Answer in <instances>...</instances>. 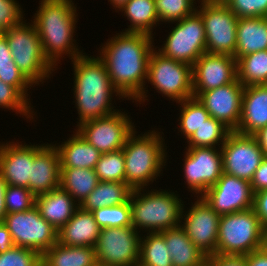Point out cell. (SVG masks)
Returning a JSON list of instances; mask_svg holds the SVG:
<instances>
[{
	"instance_id": "cell-1",
	"label": "cell",
	"mask_w": 267,
	"mask_h": 266,
	"mask_svg": "<svg viewBox=\"0 0 267 266\" xmlns=\"http://www.w3.org/2000/svg\"><path fill=\"white\" fill-rule=\"evenodd\" d=\"M154 36L120 32L98 49L114 88L126 100L141 105L148 100L146 85L148 61L155 48ZM102 47V48H101Z\"/></svg>"
},
{
	"instance_id": "cell-2",
	"label": "cell",
	"mask_w": 267,
	"mask_h": 266,
	"mask_svg": "<svg viewBox=\"0 0 267 266\" xmlns=\"http://www.w3.org/2000/svg\"><path fill=\"white\" fill-rule=\"evenodd\" d=\"M73 64V97L78 113V125L108 116L119 109L112 103L114 95L124 100L114 88L105 63L98 56L86 53L71 61Z\"/></svg>"
},
{
	"instance_id": "cell-3",
	"label": "cell",
	"mask_w": 267,
	"mask_h": 266,
	"mask_svg": "<svg viewBox=\"0 0 267 266\" xmlns=\"http://www.w3.org/2000/svg\"><path fill=\"white\" fill-rule=\"evenodd\" d=\"M74 3L72 0H40L30 20L38 31L45 57L56 69L64 56L72 61L84 54L73 39L78 20Z\"/></svg>"
},
{
	"instance_id": "cell-4",
	"label": "cell",
	"mask_w": 267,
	"mask_h": 266,
	"mask_svg": "<svg viewBox=\"0 0 267 266\" xmlns=\"http://www.w3.org/2000/svg\"><path fill=\"white\" fill-rule=\"evenodd\" d=\"M163 132L148 130L138 134L136 128L122 148L125 158V183L134 189L149 188L160 177L167 162V144Z\"/></svg>"
},
{
	"instance_id": "cell-5",
	"label": "cell",
	"mask_w": 267,
	"mask_h": 266,
	"mask_svg": "<svg viewBox=\"0 0 267 266\" xmlns=\"http://www.w3.org/2000/svg\"><path fill=\"white\" fill-rule=\"evenodd\" d=\"M134 189L130 197L132 227L139 233L161 232L180 225L185 202L177 191ZM146 192V193H145ZM144 229V230H143Z\"/></svg>"
},
{
	"instance_id": "cell-6",
	"label": "cell",
	"mask_w": 267,
	"mask_h": 266,
	"mask_svg": "<svg viewBox=\"0 0 267 266\" xmlns=\"http://www.w3.org/2000/svg\"><path fill=\"white\" fill-rule=\"evenodd\" d=\"M28 23L23 20L2 34L7 39L14 63L34 86H38L51 79L57 69L45 57L35 26Z\"/></svg>"
},
{
	"instance_id": "cell-7",
	"label": "cell",
	"mask_w": 267,
	"mask_h": 266,
	"mask_svg": "<svg viewBox=\"0 0 267 266\" xmlns=\"http://www.w3.org/2000/svg\"><path fill=\"white\" fill-rule=\"evenodd\" d=\"M265 233L253 208L221 215L215 254L245 256L263 247Z\"/></svg>"
},
{
	"instance_id": "cell-8",
	"label": "cell",
	"mask_w": 267,
	"mask_h": 266,
	"mask_svg": "<svg viewBox=\"0 0 267 266\" xmlns=\"http://www.w3.org/2000/svg\"><path fill=\"white\" fill-rule=\"evenodd\" d=\"M192 66L152 50L148 61L146 84L169 100L179 102L194 97ZM154 86V87H153Z\"/></svg>"
},
{
	"instance_id": "cell-9",
	"label": "cell",
	"mask_w": 267,
	"mask_h": 266,
	"mask_svg": "<svg viewBox=\"0 0 267 266\" xmlns=\"http://www.w3.org/2000/svg\"><path fill=\"white\" fill-rule=\"evenodd\" d=\"M158 52L167 58L193 66L206 52V33L201 15L196 11L178 20Z\"/></svg>"
},
{
	"instance_id": "cell-10",
	"label": "cell",
	"mask_w": 267,
	"mask_h": 266,
	"mask_svg": "<svg viewBox=\"0 0 267 266\" xmlns=\"http://www.w3.org/2000/svg\"><path fill=\"white\" fill-rule=\"evenodd\" d=\"M199 1L197 12L204 22L206 52L235 58L237 16L226 4L214 3L210 0Z\"/></svg>"
},
{
	"instance_id": "cell-11",
	"label": "cell",
	"mask_w": 267,
	"mask_h": 266,
	"mask_svg": "<svg viewBox=\"0 0 267 266\" xmlns=\"http://www.w3.org/2000/svg\"><path fill=\"white\" fill-rule=\"evenodd\" d=\"M3 224L13 245L35 250L40 255L57 243L58 231L40 215L36 206L7 214Z\"/></svg>"
},
{
	"instance_id": "cell-12",
	"label": "cell",
	"mask_w": 267,
	"mask_h": 266,
	"mask_svg": "<svg viewBox=\"0 0 267 266\" xmlns=\"http://www.w3.org/2000/svg\"><path fill=\"white\" fill-rule=\"evenodd\" d=\"M121 110L86 121L76 126V131L101 154L120 150L127 137L135 130L132 118Z\"/></svg>"
},
{
	"instance_id": "cell-13",
	"label": "cell",
	"mask_w": 267,
	"mask_h": 266,
	"mask_svg": "<svg viewBox=\"0 0 267 266\" xmlns=\"http://www.w3.org/2000/svg\"><path fill=\"white\" fill-rule=\"evenodd\" d=\"M141 235L133 227L101 228L94 246L96 261L106 266H136Z\"/></svg>"
},
{
	"instance_id": "cell-14",
	"label": "cell",
	"mask_w": 267,
	"mask_h": 266,
	"mask_svg": "<svg viewBox=\"0 0 267 266\" xmlns=\"http://www.w3.org/2000/svg\"><path fill=\"white\" fill-rule=\"evenodd\" d=\"M183 178L186 180L188 191L202 196L213 186L223 173L221 149L216 147L185 148Z\"/></svg>"
},
{
	"instance_id": "cell-15",
	"label": "cell",
	"mask_w": 267,
	"mask_h": 266,
	"mask_svg": "<svg viewBox=\"0 0 267 266\" xmlns=\"http://www.w3.org/2000/svg\"><path fill=\"white\" fill-rule=\"evenodd\" d=\"M223 172L251 181L254 172L266 156L253 135L231 131L220 148Z\"/></svg>"
},
{
	"instance_id": "cell-16",
	"label": "cell",
	"mask_w": 267,
	"mask_h": 266,
	"mask_svg": "<svg viewBox=\"0 0 267 266\" xmlns=\"http://www.w3.org/2000/svg\"><path fill=\"white\" fill-rule=\"evenodd\" d=\"M195 200L187 211L184 210L185 204L183 205L180 226L202 253L206 256L213 255L217 249L220 215L213 211L202 196Z\"/></svg>"
},
{
	"instance_id": "cell-17",
	"label": "cell",
	"mask_w": 267,
	"mask_h": 266,
	"mask_svg": "<svg viewBox=\"0 0 267 266\" xmlns=\"http://www.w3.org/2000/svg\"><path fill=\"white\" fill-rule=\"evenodd\" d=\"M202 197L221 216L252 208L254 193L250 182L223 172Z\"/></svg>"
},
{
	"instance_id": "cell-18",
	"label": "cell",
	"mask_w": 267,
	"mask_h": 266,
	"mask_svg": "<svg viewBox=\"0 0 267 266\" xmlns=\"http://www.w3.org/2000/svg\"><path fill=\"white\" fill-rule=\"evenodd\" d=\"M193 95L216 89L237 79V60L229 55L205 52L192 66Z\"/></svg>"
},
{
	"instance_id": "cell-19",
	"label": "cell",
	"mask_w": 267,
	"mask_h": 266,
	"mask_svg": "<svg viewBox=\"0 0 267 266\" xmlns=\"http://www.w3.org/2000/svg\"><path fill=\"white\" fill-rule=\"evenodd\" d=\"M17 141L0 142V174L8 185L29 189L34 156L46 143L29 145Z\"/></svg>"
},
{
	"instance_id": "cell-20",
	"label": "cell",
	"mask_w": 267,
	"mask_h": 266,
	"mask_svg": "<svg viewBox=\"0 0 267 266\" xmlns=\"http://www.w3.org/2000/svg\"><path fill=\"white\" fill-rule=\"evenodd\" d=\"M243 89L244 86L236 79L232 83L202 92L197 99L205 106L210 117L235 131L240 122Z\"/></svg>"
},
{
	"instance_id": "cell-21",
	"label": "cell",
	"mask_w": 267,
	"mask_h": 266,
	"mask_svg": "<svg viewBox=\"0 0 267 266\" xmlns=\"http://www.w3.org/2000/svg\"><path fill=\"white\" fill-rule=\"evenodd\" d=\"M61 167L54 143L45 144L34 156L29 190L39 196L60 187Z\"/></svg>"
},
{
	"instance_id": "cell-22",
	"label": "cell",
	"mask_w": 267,
	"mask_h": 266,
	"mask_svg": "<svg viewBox=\"0 0 267 266\" xmlns=\"http://www.w3.org/2000/svg\"><path fill=\"white\" fill-rule=\"evenodd\" d=\"M267 126V84L245 86L243 89L240 122L235 130L253 135Z\"/></svg>"
},
{
	"instance_id": "cell-23",
	"label": "cell",
	"mask_w": 267,
	"mask_h": 266,
	"mask_svg": "<svg viewBox=\"0 0 267 266\" xmlns=\"http://www.w3.org/2000/svg\"><path fill=\"white\" fill-rule=\"evenodd\" d=\"M100 229L93 213L79 207L72 218L58 230L57 242L67 246L94 247Z\"/></svg>"
},
{
	"instance_id": "cell-24",
	"label": "cell",
	"mask_w": 267,
	"mask_h": 266,
	"mask_svg": "<svg viewBox=\"0 0 267 266\" xmlns=\"http://www.w3.org/2000/svg\"><path fill=\"white\" fill-rule=\"evenodd\" d=\"M35 206L40 215L57 231L72 218L79 208V204L61 187L36 196Z\"/></svg>"
},
{
	"instance_id": "cell-25",
	"label": "cell",
	"mask_w": 267,
	"mask_h": 266,
	"mask_svg": "<svg viewBox=\"0 0 267 266\" xmlns=\"http://www.w3.org/2000/svg\"><path fill=\"white\" fill-rule=\"evenodd\" d=\"M72 136L61 143H55L61 168L95 169L102 155L74 129Z\"/></svg>"
},
{
	"instance_id": "cell-26",
	"label": "cell",
	"mask_w": 267,
	"mask_h": 266,
	"mask_svg": "<svg viewBox=\"0 0 267 266\" xmlns=\"http://www.w3.org/2000/svg\"><path fill=\"white\" fill-rule=\"evenodd\" d=\"M168 247L173 266H204L206 255L194 245L179 225L160 232Z\"/></svg>"
},
{
	"instance_id": "cell-27",
	"label": "cell",
	"mask_w": 267,
	"mask_h": 266,
	"mask_svg": "<svg viewBox=\"0 0 267 266\" xmlns=\"http://www.w3.org/2000/svg\"><path fill=\"white\" fill-rule=\"evenodd\" d=\"M267 50V17L238 18L235 59Z\"/></svg>"
},
{
	"instance_id": "cell-28",
	"label": "cell",
	"mask_w": 267,
	"mask_h": 266,
	"mask_svg": "<svg viewBox=\"0 0 267 266\" xmlns=\"http://www.w3.org/2000/svg\"><path fill=\"white\" fill-rule=\"evenodd\" d=\"M130 22L122 32L144 33L154 36L153 28L159 25L155 0H129L117 12Z\"/></svg>"
},
{
	"instance_id": "cell-29",
	"label": "cell",
	"mask_w": 267,
	"mask_h": 266,
	"mask_svg": "<svg viewBox=\"0 0 267 266\" xmlns=\"http://www.w3.org/2000/svg\"><path fill=\"white\" fill-rule=\"evenodd\" d=\"M133 189L125 182L99 181L95 189L79 204L86 211L129 202Z\"/></svg>"
},
{
	"instance_id": "cell-30",
	"label": "cell",
	"mask_w": 267,
	"mask_h": 266,
	"mask_svg": "<svg viewBox=\"0 0 267 266\" xmlns=\"http://www.w3.org/2000/svg\"><path fill=\"white\" fill-rule=\"evenodd\" d=\"M96 261L94 247L56 243L41 255L42 266H90Z\"/></svg>"
},
{
	"instance_id": "cell-31",
	"label": "cell",
	"mask_w": 267,
	"mask_h": 266,
	"mask_svg": "<svg viewBox=\"0 0 267 266\" xmlns=\"http://www.w3.org/2000/svg\"><path fill=\"white\" fill-rule=\"evenodd\" d=\"M99 182L95 169L61 168L60 187L80 204Z\"/></svg>"
},
{
	"instance_id": "cell-32",
	"label": "cell",
	"mask_w": 267,
	"mask_h": 266,
	"mask_svg": "<svg viewBox=\"0 0 267 266\" xmlns=\"http://www.w3.org/2000/svg\"><path fill=\"white\" fill-rule=\"evenodd\" d=\"M237 79L244 87L267 84V50L239 57Z\"/></svg>"
},
{
	"instance_id": "cell-33",
	"label": "cell",
	"mask_w": 267,
	"mask_h": 266,
	"mask_svg": "<svg viewBox=\"0 0 267 266\" xmlns=\"http://www.w3.org/2000/svg\"><path fill=\"white\" fill-rule=\"evenodd\" d=\"M141 236L140 266H173L165 239L160 232H147Z\"/></svg>"
},
{
	"instance_id": "cell-34",
	"label": "cell",
	"mask_w": 267,
	"mask_h": 266,
	"mask_svg": "<svg viewBox=\"0 0 267 266\" xmlns=\"http://www.w3.org/2000/svg\"><path fill=\"white\" fill-rule=\"evenodd\" d=\"M0 80L14 86L31 103L28 90L35 86L14 63L7 39L2 33H0Z\"/></svg>"
},
{
	"instance_id": "cell-35",
	"label": "cell",
	"mask_w": 267,
	"mask_h": 266,
	"mask_svg": "<svg viewBox=\"0 0 267 266\" xmlns=\"http://www.w3.org/2000/svg\"><path fill=\"white\" fill-rule=\"evenodd\" d=\"M181 108L179 111L178 133L189 139L197 129L210 118V114L205 106L196 98L191 97L183 101L176 102Z\"/></svg>"
},
{
	"instance_id": "cell-36",
	"label": "cell",
	"mask_w": 267,
	"mask_h": 266,
	"mask_svg": "<svg viewBox=\"0 0 267 266\" xmlns=\"http://www.w3.org/2000/svg\"><path fill=\"white\" fill-rule=\"evenodd\" d=\"M231 130L226 127L221 121L210 117L205 121L193 135L186 140L188 146L185 148L194 147H214L221 148L226 141L227 135ZM220 145V146H219Z\"/></svg>"
},
{
	"instance_id": "cell-37",
	"label": "cell",
	"mask_w": 267,
	"mask_h": 266,
	"mask_svg": "<svg viewBox=\"0 0 267 266\" xmlns=\"http://www.w3.org/2000/svg\"><path fill=\"white\" fill-rule=\"evenodd\" d=\"M95 172L99 181L125 182V158L122 149L102 154Z\"/></svg>"
},
{
	"instance_id": "cell-38",
	"label": "cell",
	"mask_w": 267,
	"mask_h": 266,
	"mask_svg": "<svg viewBox=\"0 0 267 266\" xmlns=\"http://www.w3.org/2000/svg\"><path fill=\"white\" fill-rule=\"evenodd\" d=\"M100 228L132 227L130 202L92 211Z\"/></svg>"
},
{
	"instance_id": "cell-39",
	"label": "cell",
	"mask_w": 267,
	"mask_h": 266,
	"mask_svg": "<svg viewBox=\"0 0 267 266\" xmlns=\"http://www.w3.org/2000/svg\"><path fill=\"white\" fill-rule=\"evenodd\" d=\"M197 2H199L197 0ZM196 0H155L160 24L177 22L197 11ZM163 22V23H161ZM167 22V23H166Z\"/></svg>"
},
{
	"instance_id": "cell-40",
	"label": "cell",
	"mask_w": 267,
	"mask_h": 266,
	"mask_svg": "<svg viewBox=\"0 0 267 266\" xmlns=\"http://www.w3.org/2000/svg\"><path fill=\"white\" fill-rule=\"evenodd\" d=\"M31 106L32 104L14 86L0 80V108L12 110L17 116L20 114L26 120L34 121V115L37 114Z\"/></svg>"
},
{
	"instance_id": "cell-41",
	"label": "cell",
	"mask_w": 267,
	"mask_h": 266,
	"mask_svg": "<svg viewBox=\"0 0 267 266\" xmlns=\"http://www.w3.org/2000/svg\"><path fill=\"white\" fill-rule=\"evenodd\" d=\"M0 266H42L41 255L35 250L13 245L0 253Z\"/></svg>"
},
{
	"instance_id": "cell-42",
	"label": "cell",
	"mask_w": 267,
	"mask_h": 266,
	"mask_svg": "<svg viewBox=\"0 0 267 266\" xmlns=\"http://www.w3.org/2000/svg\"><path fill=\"white\" fill-rule=\"evenodd\" d=\"M36 196L26 187L8 185L5 194L7 214L24 212L35 206Z\"/></svg>"
},
{
	"instance_id": "cell-43",
	"label": "cell",
	"mask_w": 267,
	"mask_h": 266,
	"mask_svg": "<svg viewBox=\"0 0 267 266\" xmlns=\"http://www.w3.org/2000/svg\"><path fill=\"white\" fill-rule=\"evenodd\" d=\"M226 5L237 18L267 17V0H229Z\"/></svg>"
},
{
	"instance_id": "cell-44",
	"label": "cell",
	"mask_w": 267,
	"mask_h": 266,
	"mask_svg": "<svg viewBox=\"0 0 267 266\" xmlns=\"http://www.w3.org/2000/svg\"><path fill=\"white\" fill-rule=\"evenodd\" d=\"M16 0H0V33L25 20V11ZM24 15V16H23Z\"/></svg>"
},
{
	"instance_id": "cell-45",
	"label": "cell",
	"mask_w": 267,
	"mask_h": 266,
	"mask_svg": "<svg viewBox=\"0 0 267 266\" xmlns=\"http://www.w3.org/2000/svg\"><path fill=\"white\" fill-rule=\"evenodd\" d=\"M207 266H246L245 256L213 254L206 257Z\"/></svg>"
},
{
	"instance_id": "cell-46",
	"label": "cell",
	"mask_w": 267,
	"mask_h": 266,
	"mask_svg": "<svg viewBox=\"0 0 267 266\" xmlns=\"http://www.w3.org/2000/svg\"><path fill=\"white\" fill-rule=\"evenodd\" d=\"M253 210L267 230V189L254 193Z\"/></svg>"
},
{
	"instance_id": "cell-47",
	"label": "cell",
	"mask_w": 267,
	"mask_h": 266,
	"mask_svg": "<svg viewBox=\"0 0 267 266\" xmlns=\"http://www.w3.org/2000/svg\"><path fill=\"white\" fill-rule=\"evenodd\" d=\"M250 185L253 193L267 189V155L263 158L261 164L254 172Z\"/></svg>"
},
{
	"instance_id": "cell-48",
	"label": "cell",
	"mask_w": 267,
	"mask_h": 266,
	"mask_svg": "<svg viewBox=\"0 0 267 266\" xmlns=\"http://www.w3.org/2000/svg\"><path fill=\"white\" fill-rule=\"evenodd\" d=\"M245 258L246 266H267V252L263 247L245 255Z\"/></svg>"
},
{
	"instance_id": "cell-49",
	"label": "cell",
	"mask_w": 267,
	"mask_h": 266,
	"mask_svg": "<svg viewBox=\"0 0 267 266\" xmlns=\"http://www.w3.org/2000/svg\"><path fill=\"white\" fill-rule=\"evenodd\" d=\"M13 246L10 233L3 223H0V253L9 250Z\"/></svg>"
},
{
	"instance_id": "cell-50",
	"label": "cell",
	"mask_w": 267,
	"mask_h": 266,
	"mask_svg": "<svg viewBox=\"0 0 267 266\" xmlns=\"http://www.w3.org/2000/svg\"><path fill=\"white\" fill-rule=\"evenodd\" d=\"M8 184L3 178V176L0 174V223H3L6 215H7V209L5 205V194L7 190Z\"/></svg>"
},
{
	"instance_id": "cell-51",
	"label": "cell",
	"mask_w": 267,
	"mask_h": 266,
	"mask_svg": "<svg viewBox=\"0 0 267 266\" xmlns=\"http://www.w3.org/2000/svg\"><path fill=\"white\" fill-rule=\"evenodd\" d=\"M256 141L267 155V126L258 130L255 134H253Z\"/></svg>"
},
{
	"instance_id": "cell-52",
	"label": "cell",
	"mask_w": 267,
	"mask_h": 266,
	"mask_svg": "<svg viewBox=\"0 0 267 266\" xmlns=\"http://www.w3.org/2000/svg\"><path fill=\"white\" fill-rule=\"evenodd\" d=\"M110 4L113 6L112 8L115 9V12L119 10L123 5H125L129 0H108Z\"/></svg>"
},
{
	"instance_id": "cell-53",
	"label": "cell",
	"mask_w": 267,
	"mask_h": 266,
	"mask_svg": "<svg viewBox=\"0 0 267 266\" xmlns=\"http://www.w3.org/2000/svg\"><path fill=\"white\" fill-rule=\"evenodd\" d=\"M263 248L266 250L267 252V230L264 236V240H263Z\"/></svg>"
},
{
	"instance_id": "cell-54",
	"label": "cell",
	"mask_w": 267,
	"mask_h": 266,
	"mask_svg": "<svg viewBox=\"0 0 267 266\" xmlns=\"http://www.w3.org/2000/svg\"><path fill=\"white\" fill-rule=\"evenodd\" d=\"M214 3H221V4H226L229 0H210Z\"/></svg>"
},
{
	"instance_id": "cell-55",
	"label": "cell",
	"mask_w": 267,
	"mask_h": 266,
	"mask_svg": "<svg viewBox=\"0 0 267 266\" xmlns=\"http://www.w3.org/2000/svg\"><path fill=\"white\" fill-rule=\"evenodd\" d=\"M90 266H106L104 263L99 262V261H95L92 265Z\"/></svg>"
}]
</instances>
